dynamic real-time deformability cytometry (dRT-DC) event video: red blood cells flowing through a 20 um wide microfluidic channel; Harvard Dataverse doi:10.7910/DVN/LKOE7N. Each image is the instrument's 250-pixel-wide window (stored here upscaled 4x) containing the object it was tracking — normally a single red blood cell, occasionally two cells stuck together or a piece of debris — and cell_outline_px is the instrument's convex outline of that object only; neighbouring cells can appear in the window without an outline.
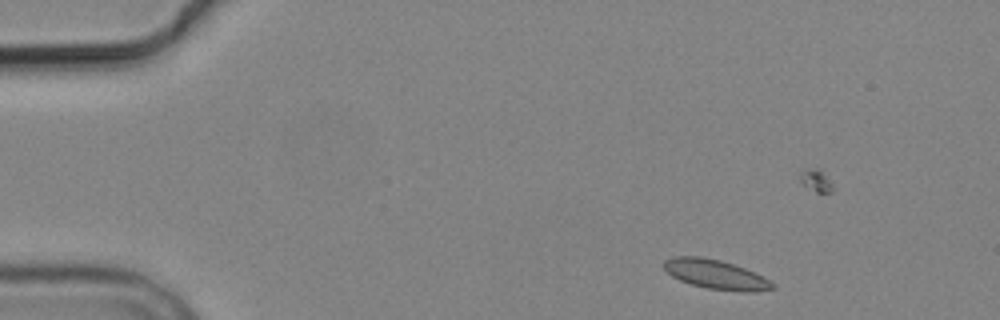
{"species": "common noctule bat (a hibernating species)", "species_latin": "Nyctalus noctula", "temperature_condition": "cold", "stored_images_in_passage": 6, "camera_frame_rate_fps": 3000, "um_per_image_px": 0.085, "animal": {"sex": "male", "body_mass_g": 19.2, "forearm_length_mm": 51.8}, "frame": {"image": 1, "passage_image": 2, "time_ms": 1.333, "image_size_px": [1000, 320], "cell_outline_px": [[776, 288], [752, 292], [744, 292], [708, 288], [692, 284], [680, 280], [672, 276], [664, 268], [664, 260], [672, 256], [700, 256], [720, 260], [744, 268], [776, 284]], "centroid_in_image_um": [60.82, 23.32], "position_along_channel_um": 24.2, "area_um2": 18.32}}